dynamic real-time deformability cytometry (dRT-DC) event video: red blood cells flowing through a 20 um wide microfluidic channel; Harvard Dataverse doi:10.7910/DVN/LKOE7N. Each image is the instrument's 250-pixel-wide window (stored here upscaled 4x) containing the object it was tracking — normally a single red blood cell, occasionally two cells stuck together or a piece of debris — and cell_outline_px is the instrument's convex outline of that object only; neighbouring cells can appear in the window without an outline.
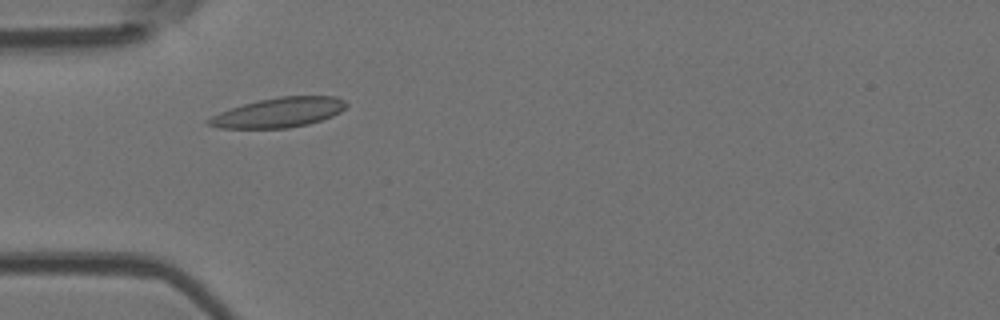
{"species": "Egyptian fruit bat (a non-hibernating species)", "species_latin": "Rousettus aegyptiacus", "temperature_condition": "room temperature", "stored_images_in_passage": 4, "camera_frame_rate_fps": 3000, "um_per_image_px": 0.085, "animal": {"sex": "female"}, "frame": {"image": 1, "passage_image": 3, "time_ms": 2.333, "image_size_px": [1000, 320], "cell_outline_px": [[348, 104], [340, 112], [332, 116], [308, 124], [288, 128], [220, 128], [204, 124], [204, 120], [220, 112], [244, 104], [260, 100], [280, 96], [336, 96], [344, 100]], "centroid_in_image_um": [23.68, 9.57], "position_along_channel_um": 61.3, "area_um2": 23.76}}
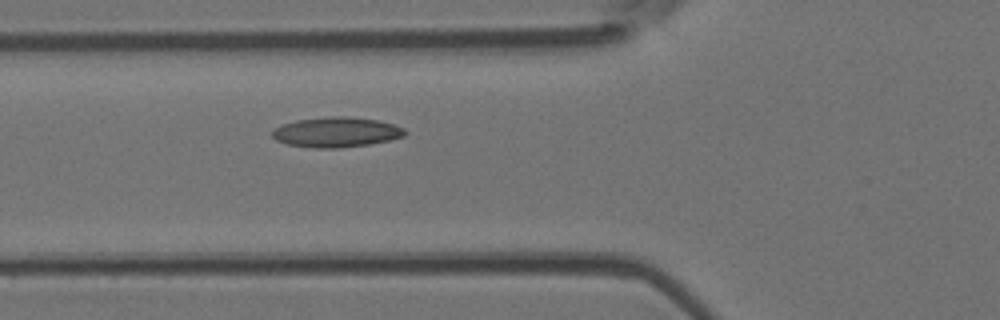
{"frame": {"image": 2, "passage_image": 4, "time_ms": 3.333, "image_size_px": [1000, 320], "cell_outline_px": [[408, 132], [404, 136], [388, 140], [368, 144], [340, 148], [316, 148], [288, 144], [276, 140], [272, 136], [272, 128], [280, 124], [296, 120], [328, 116], [344, 116], [376, 120], [392, 124], [404, 128]], "centroid_in_image_um": [28.54, 11.23], "position_along_channel_um": 97.3, "area_um2": 23.24}}